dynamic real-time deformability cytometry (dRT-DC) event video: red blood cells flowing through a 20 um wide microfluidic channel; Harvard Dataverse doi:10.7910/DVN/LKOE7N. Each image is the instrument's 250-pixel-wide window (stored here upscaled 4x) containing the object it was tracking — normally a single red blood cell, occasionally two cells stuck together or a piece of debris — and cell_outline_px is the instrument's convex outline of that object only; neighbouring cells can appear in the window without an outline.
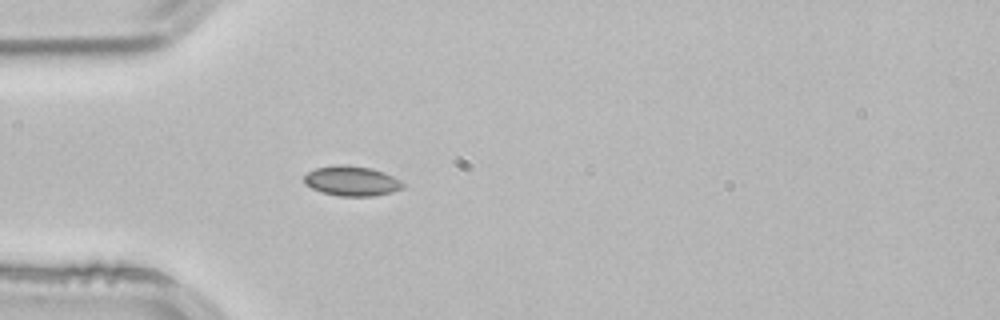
{"species": "common noctule bat (a hibernating species)", "species_latin": "Nyctalus noctula", "temperature_condition": "room temperature", "stored_images_in_passage": 2, "camera_frame_rate_fps": 3000, "um_per_image_px": 0.085, "animal": {"sex": "male", "body_mass_g": 21.5, "forearm_length_mm": 52.0}, "frame": {"image": 1, "passage_image": 2, "time_ms": 0.333, "image_size_px": [1000, 320], "cell_outline_px": [[404, 188], [392, 192], [372, 196], [340, 196], [324, 192], [312, 188], [304, 184], [304, 176], [308, 172], [316, 168], [336, 164], [344, 164], [372, 168], [384, 172], [400, 180], [404, 184]], "centroid_in_image_um": [29.9, 15.37], "position_along_channel_um": 55.1, "area_um2": 17.22}}